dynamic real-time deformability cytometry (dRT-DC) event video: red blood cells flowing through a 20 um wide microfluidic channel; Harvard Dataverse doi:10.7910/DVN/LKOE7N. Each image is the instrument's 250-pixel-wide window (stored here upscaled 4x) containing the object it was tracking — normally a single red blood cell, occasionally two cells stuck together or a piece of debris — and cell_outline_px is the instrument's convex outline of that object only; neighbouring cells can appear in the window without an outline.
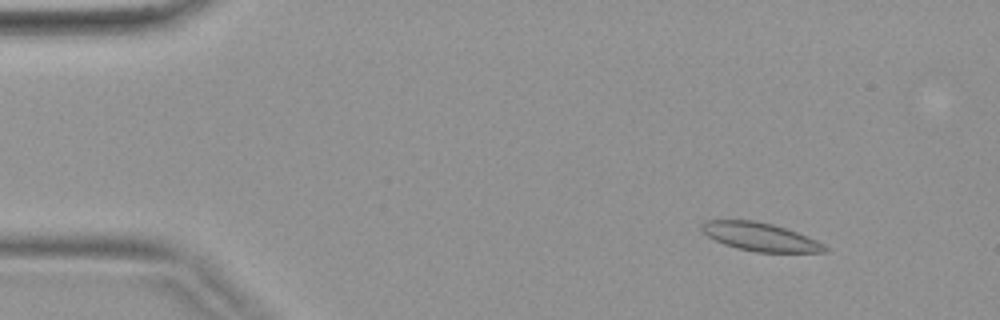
{"species": "common noctule bat (a hibernating species)", "species_latin": "Nyctalus noctula", "temperature_condition": "warm", "stored_images_in_passage": 41, "camera_frame_rate_fps": 3000, "um_per_image_px": 0.085, "animal": {"sex": "female", "body_mass_g": 19.9}, "frame": {"image": 1, "passage_image": 5, "time_ms": 1.333, "image_size_px": [1000, 320], "cell_outline_px": [[828, 252], [756, 252], [736, 248], [724, 244], [700, 232], [700, 224], [704, 220], [752, 220], [772, 224], [808, 236], [824, 244], [828, 248]], "centroid_in_image_um": [64.58, 20.13], "position_along_channel_um": 20.4, "area_um2": 20.35}}
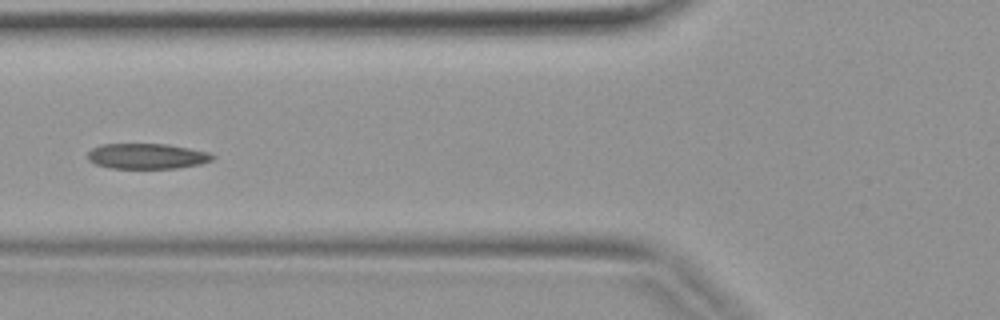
{"frame": {"image": 2, "passage_image": 16, "time_ms": 5.0, "image_size_px": [1000, 320], "cell_outline_px": [[216, 156], [212, 160], [200, 164], [176, 168], [108, 168], [96, 164], [88, 160], [88, 152], [92, 148], [100, 144], [168, 144], [208, 152]], "centroid_in_image_um": [12.47, 13.27], "position_along_channel_um": 113.3, "area_um2": 18.5}}
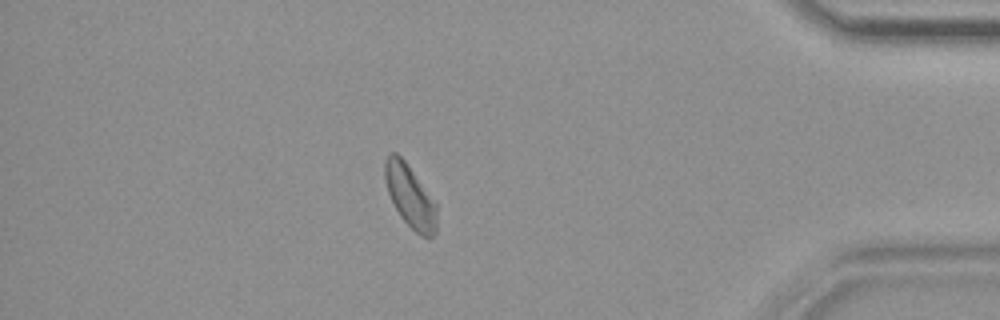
{"frame": {"image": 3, "passage_image": 36, "time_ms": 11.667, "image_size_px": [1000, 320], "cell_outline_px": [[436, 232], [428, 240], [420, 236], [400, 216], [388, 192], [384, 176], [384, 160], [392, 152], [396, 152], [404, 160], [436, 204]], "centroid_in_image_um": [34.85, 16.71], "position_along_channel_um": 400.4, "area_um2": 18.55}}